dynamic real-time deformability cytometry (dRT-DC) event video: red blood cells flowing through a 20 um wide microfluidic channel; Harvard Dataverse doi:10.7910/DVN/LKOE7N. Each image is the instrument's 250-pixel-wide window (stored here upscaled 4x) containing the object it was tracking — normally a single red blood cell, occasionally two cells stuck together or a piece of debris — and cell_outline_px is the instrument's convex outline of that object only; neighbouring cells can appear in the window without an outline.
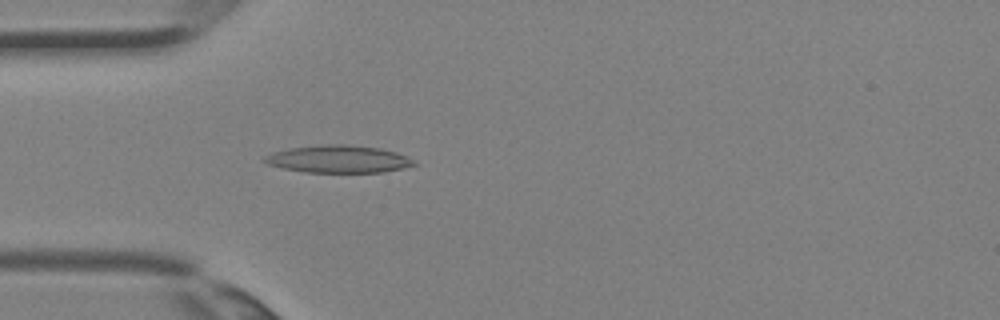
{"species": "Egyptian fruit bat (a non-hibernating species)", "species_latin": "Rousettus aegyptiacus", "temperature_condition": "room temperature", "stored_images_in_passage": 36, "camera_frame_rate_fps": 3000, "um_per_image_px": 0.085, "animal": {"sex": "female"}, "frame": {"image": 1, "passage_image": 11, "time_ms": 3.333, "image_size_px": [1000, 320], "cell_outline_px": [[416, 164], [384, 172], [304, 172], [284, 168], [268, 164], [260, 160], [264, 156], [272, 152], [288, 148], [324, 144], [344, 144], [380, 148], [396, 152], [408, 156]], "centroid_in_image_um": [28.71, 13.51], "position_along_channel_um": 56.3, "area_um2": 23.87}}
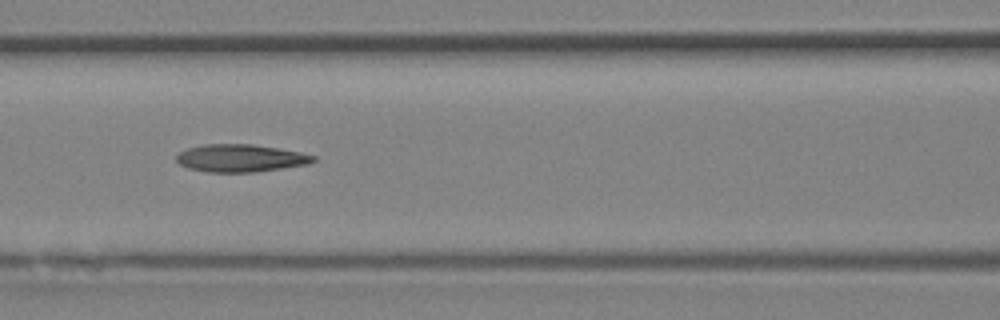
{"frame": {"image": 2, "passage_image": 16, "time_ms": 5.0, "image_size_px": [1000, 320], "cell_outline_px": [[316, 160], [308, 164], [256, 172], [208, 172], [188, 168], [180, 164], [176, 160], [176, 156], [180, 152], [188, 148], [204, 144], [252, 144], [280, 148], [300, 152], [316, 156]], "centroid_in_image_um": [20.46, 13.44], "position_along_channel_um": 146.1, "area_um2": 22.02}}
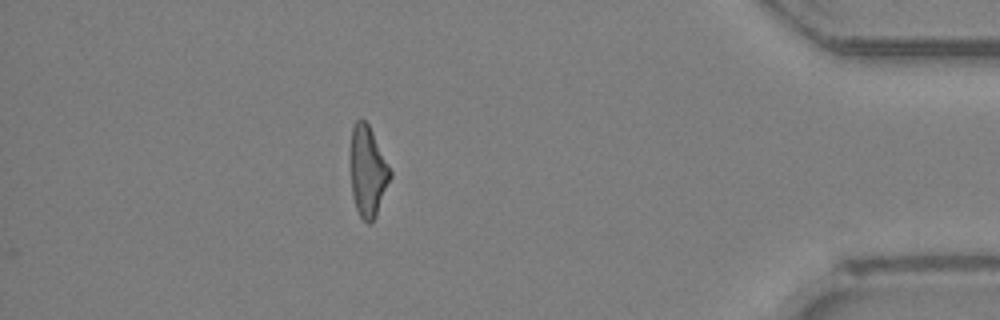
{"frame": {"image": 3, "passage_image": 32, "time_ms": 10.333, "image_size_px": [1000, 320], "cell_outline_px": [[392, 176], [376, 216], [368, 224], [360, 216], [356, 208], [352, 196], [348, 156], [352, 128], [356, 120], [360, 116], [368, 124], [392, 172]], "centroid_in_image_um": [31.22, 14.54], "position_along_channel_um": 404.0, "area_um2": 21.44}}